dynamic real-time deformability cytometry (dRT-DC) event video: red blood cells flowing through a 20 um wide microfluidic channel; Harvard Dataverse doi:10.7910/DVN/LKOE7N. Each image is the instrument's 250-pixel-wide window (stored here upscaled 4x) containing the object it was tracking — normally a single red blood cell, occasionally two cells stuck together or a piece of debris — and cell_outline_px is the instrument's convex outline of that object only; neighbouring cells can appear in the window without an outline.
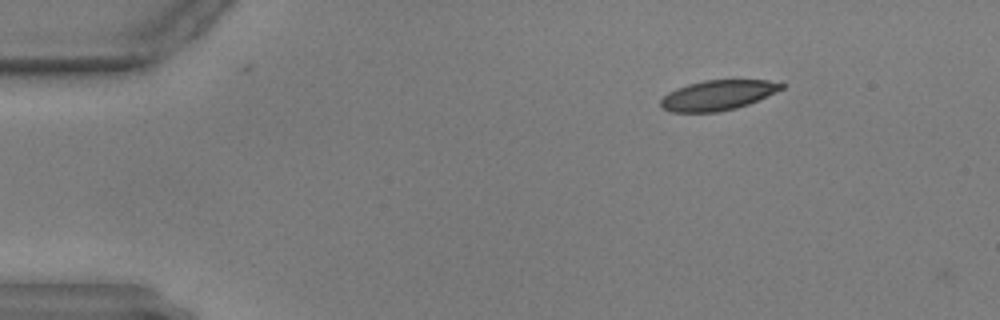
{"species": "common noctule bat (a hibernating species)", "species_latin": "Nyctalus noctula", "temperature_condition": "warm", "stored_images_in_passage": 2, "camera_frame_rate_fps": 3000, "um_per_image_px": 0.085, "animal": {"sex": "male", "body_mass_g": 17.9, "forearm_length_mm": 54.2}, "frame": {"image": 1, "passage_image": 1, "time_ms": 0.0, "image_size_px": [1000, 320], "cell_outline_px": [[784, 88], [748, 104], [736, 108], [716, 112], [672, 112], [664, 108], [660, 104], [660, 100], [668, 92], [676, 88], [688, 84], [704, 80], [768, 80], [784, 84]], "centroid_in_image_um": [60.99, 8.09], "position_along_channel_um": 24.0, "area_um2": 20.92}}